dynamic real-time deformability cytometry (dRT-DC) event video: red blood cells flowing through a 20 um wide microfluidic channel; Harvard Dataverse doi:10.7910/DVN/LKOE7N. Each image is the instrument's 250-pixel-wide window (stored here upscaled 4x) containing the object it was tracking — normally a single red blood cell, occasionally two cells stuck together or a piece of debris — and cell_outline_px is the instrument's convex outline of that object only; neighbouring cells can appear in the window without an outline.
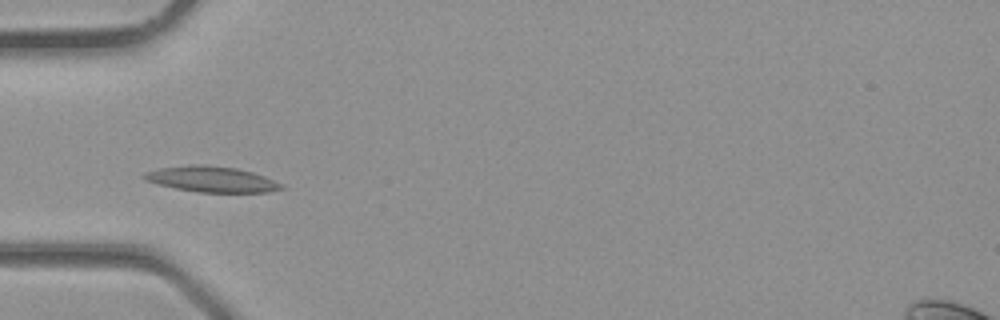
{"species": "common noctule bat (a hibernating species)", "species_latin": "Nyctalus noctula", "temperature_condition": "room temperature", "stored_images_in_passage": 4, "camera_frame_rate_fps": 3000, "um_per_image_px": 0.085, "animal": {"sex": "male", "body_mass_g": 23.1, "forearm_length_mm": 52.7}, "frame": {"image": 1, "passage_image": 4, "time_ms": 1.0, "image_size_px": [1000, 320], "cell_outline_px": [[284, 188], [268, 192], [200, 192], [176, 188], [144, 180], [140, 176], [144, 172], [160, 168], [188, 164], [208, 164], [236, 168], [252, 172], [264, 176], [280, 184]], "centroid_in_image_um": [17.93, 15.21], "position_along_channel_um": 67.1, "area_um2": 20.46}}